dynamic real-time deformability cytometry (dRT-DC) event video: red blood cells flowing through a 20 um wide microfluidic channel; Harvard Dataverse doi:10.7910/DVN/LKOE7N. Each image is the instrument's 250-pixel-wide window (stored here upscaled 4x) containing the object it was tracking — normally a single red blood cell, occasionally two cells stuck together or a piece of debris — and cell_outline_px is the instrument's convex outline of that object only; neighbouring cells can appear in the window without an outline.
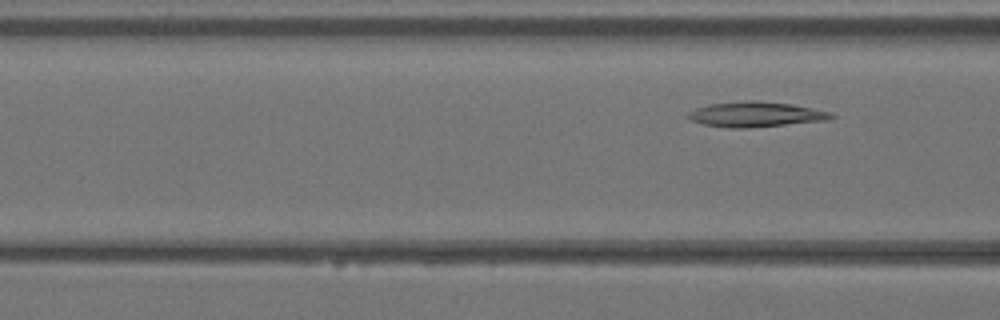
{"species": "Egyptian fruit bat (a non-hibernating species)", "species_latin": "Rousettus aegyptiacus", "temperature_condition": "warm", "stored_images_in_passage": 5, "camera_frame_rate_fps": 3000, "um_per_image_px": 0.085, "animal": {"sex": "female"}, "frame": {"image": 1, "passage_image": 5, "time_ms": 1.333, "image_size_px": [1000, 320], "cell_outline_px": [[836, 116], [828, 120], [748, 128], [728, 128], [704, 124], [692, 120], [688, 116], [688, 112], [696, 108], [708, 104], [744, 100], [752, 100], [788, 104], [832, 112]], "centroid_in_image_um": [64.22, 9.72], "position_along_channel_um": 102.4, "area_um2": 20.81}}